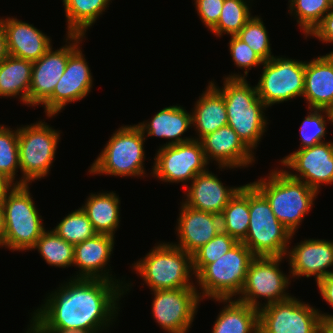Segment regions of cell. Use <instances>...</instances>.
<instances>
[{
  "label": "cell",
  "mask_w": 333,
  "mask_h": 333,
  "mask_svg": "<svg viewBox=\"0 0 333 333\" xmlns=\"http://www.w3.org/2000/svg\"><path fill=\"white\" fill-rule=\"evenodd\" d=\"M33 313L30 328H64L100 333L118 315L124 289L102 279L71 278ZM117 313V315H116Z\"/></svg>",
  "instance_id": "cell-1"
},
{
  "label": "cell",
  "mask_w": 333,
  "mask_h": 333,
  "mask_svg": "<svg viewBox=\"0 0 333 333\" xmlns=\"http://www.w3.org/2000/svg\"><path fill=\"white\" fill-rule=\"evenodd\" d=\"M223 83L222 89L215 87L223 94L227 125L253 152L266 131L268 123L263 110L268 107L258 97L256 86H250L246 78H225Z\"/></svg>",
  "instance_id": "cell-2"
},
{
  "label": "cell",
  "mask_w": 333,
  "mask_h": 333,
  "mask_svg": "<svg viewBox=\"0 0 333 333\" xmlns=\"http://www.w3.org/2000/svg\"><path fill=\"white\" fill-rule=\"evenodd\" d=\"M269 201L276 218L295 235L304 216L310 212L317 192L285 170H273L268 178L252 183Z\"/></svg>",
  "instance_id": "cell-3"
},
{
  "label": "cell",
  "mask_w": 333,
  "mask_h": 333,
  "mask_svg": "<svg viewBox=\"0 0 333 333\" xmlns=\"http://www.w3.org/2000/svg\"><path fill=\"white\" fill-rule=\"evenodd\" d=\"M151 291L196 288L189 279L193 271L192 255L172 243H160L133 265ZM191 274V275H190Z\"/></svg>",
  "instance_id": "cell-4"
},
{
  "label": "cell",
  "mask_w": 333,
  "mask_h": 333,
  "mask_svg": "<svg viewBox=\"0 0 333 333\" xmlns=\"http://www.w3.org/2000/svg\"><path fill=\"white\" fill-rule=\"evenodd\" d=\"M249 226L242 241L255 256L284 257L293 234L276 218L266 197L249 183Z\"/></svg>",
  "instance_id": "cell-5"
},
{
  "label": "cell",
  "mask_w": 333,
  "mask_h": 333,
  "mask_svg": "<svg viewBox=\"0 0 333 333\" xmlns=\"http://www.w3.org/2000/svg\"><path fill=\"white\" fill-rule=\"evenodd\" d=\"M4 211L5 243L10 250H31L45 228L28 184L14 185L0 200Z\"/></svg>",
  "instance_id": "cell-6"
},
{
  "label": "cell",
  "mask_w": 333,
  "mask_h": 333,
  "mask_svg": "<svg viewBox=\"0 0 333 333\" xmlns=\"http://www.w3.org/2000/svg\"><path fill=\"white\" fill-rule=\"evenodd\" d=\"M256 256L242 242L213 263L207 264L195 277L201 287V299H233L239 295L251 261Z\"/></svg>",
  "instance_id": "cell-7"
},
{
  "label": "cell",
  "mask_w": 333,
  "mask_h": 333,
  "mask_svg": "<svg viewBox=\"0 0 333 333\" xmlns=\"http://www.w3.org/2000/svg\"><path fill=\"white\" fill-rule=\"evenodd\" d=\"M145 138L138 125L122 126L113 133L88 172L120 177L143 176Z\"/></svg>",
  "instance_id": "cell-8"
},
{
  "label": "cell",
  "mask_w": 333,
  "mask_h": 333,
  "mask_svg": "<svg viewBox=\"0 0 333 333\" xmlns=\"http://www.w3.org/2000/svg\"><path fill=\"white\" fill-rule=\"evenodd\" d=\"M59 139V131L52 129L42 121L18 128V150L22 177L15 182V185H29L32 181L47 176L55 158Z\"/></svg>",
  "instance_id": "cell-9"
},
{
  "label": "cell",
  "mask_w": 333,
  "mask_h": 333,
  "mask_svg": "<svg viewBox=\"0 0 333 333\" xmlns=\"http://www.w3.org/2000/svg\"><path fill=\"white\" fill-rule=\"evenodd\" d=\"M283 259L256 256L248 267L246 280L237 300L259 310L265 305L289 299L291 295L285 291L290 280L279 269ZM262 297L267 300L264 305L257 300Z\"/></svg>",
  "instance_id": "cell-10"
},
{
  "label": "cell",
  "mask_w": 333,
  "mask_h": 333,
  "mask_svg": "<svg viewBox=\"0 0 333 333\" xmlns=\"http://www.w3.org/2000/svg\"><path fill=\"white\" fill-rule=\"evenodd\" d=\"M305 61L274 56L263 63L256 85L258 97L269 107L303 96Z\"/></svg>",
  "instance_id": "cell-11"
},
{
  "label": "cell",
  "mask_w": 333,
  "mask_h": 333,
  "mask_svg": "<svg viewBox=\"0 0 333 333\" xmlns=\"http://www.w3.org/2000/svg\"><path fill=\"white\" fill-rule=\"evenodd\" d=\"M259 311V333H321L322 317L318 309L290 297L265 305Z\"/></svg>",
  "instance_id": "cell-12"
},
{
  "label": "cell",
  "mask_w": 333,
  "mask_h": 333,
  "mask_svg": "<svg viewBox=\"0 0 333 333\" xmlns=\"http://www.w3.org/2000/svg\"><path fill=\"white\" fill-rule=\"evenodd\" d=\"M152 174L164 182L187 184L207 171L203 146L199 140L161 146L155 155ZM185 181V182H184Z\"/></svg>",
  "instance_id": "cell-13"
},
{
  "label": "cell",
  "mask_w": 333,
  "mask_h": 333,
  "mask_svg": "<svg viewBox=\"0 0 333 333\" xmlns=\"http://www.w3.org/2000/svg\"><path fill=\"white\" fill-rule=\"evenodd\" d=\"M152 314L156 322L169 333H186L191 328L201 301L197 288L153 291Z\"/></svg>",
  "instance_id": "cell-14"
},
{
  "label": "cell",
  "mask_w": 333,
  "mask_h": 333,
  "mask_svg": "<svg viewBox=\"0 0 333 333\" xmlns=\"http://www.w3.org/2000/svg\"><path fill=\"white\" fill-rule=\"evenodd\" d=\"M85 36L67 35L66 42L57 50L50 49L37 61L33 62L29 105L43 104L53 93L55 86L63 75L69 55L79 46ZM81 39V40H80Z\"/></svg>",
  "instance_id": "cell-15"
},
{
  "label": "cell",
  "mask_w": 333,
  "mask_h": 333,
  "mask_svg": "<svg viewBox=\"0 0 333 333\" xmlns=\"http://www.w3.org/2000/svg\"><path fill=\"white\" fill-rule=\"evenodd\" d=\"M282 166L296 171L285 170L292 178L305 182L317 193L320 185L333 183V142H322L312 147L298 149L284 157ZM299 175V176H298Z\"/></svg>",
  "instance_id": "cell-16"
},
{
  "label": "cell",
  "mask_w": 333,
  "mask_h": 333,
  "mask_svg": "<svg viewBox=\"0 0 333 333\" xmlns=\"http://www.w3.org/2000/svg\"><path fill=\"white\" fill-rule=\"evenodd\" d=\"M92 75L80 46L68 57L66 69L52 95L42 104L45 114L53 117L71 102L79 101L91 92Z\"/></svg>",
  "instance_id": "cell-17"
},
{
  "label": "cell",
  "mask_w": 333,
  "mask_h": 333,
  "mask_svg": "<svg viewBox=\"0 0 333 333\" xmlns=\"http://www.w3.org/2000/svg\"><path fill=\"white\" fill-rule=\"evenodd\" d=\"M114 237L106 234H96L79 244L74 245V261L72 266L79 268V274L74 278L102 279L118 283L124 292L129 290L130 285L122 286L123 281L112 278L105 266L110 261L113 252ZM104 269V271H103ZM101 271V272H100ZM115 280V281H114ZM127 285V287H126ZM126 288V289H125Z\"/></svg>",
  "instance_id": "cell-18"
},
{
  "label": "cell",
  "mask_w": 333,
  "mask_h": 333,
  "mask_svg": "<svg viewBox=\"0 0 333 333\" xmlns=\"http://www.w3.org/2000/svg\"><path fill=\"white\" fill-rule=\"evenodd\" d=\"M181 205L176 227L180 241L172 244L193 255L222 230L221 218L213 213L193 209L184 203Z\"/></svg>",
  "instance_id": "cell-19"
},
{
  "label": "cell",
  "mask_w": 333,
  "mask_h": 333,
  "mask_svg": "<svg viewBox=\"0 0 333 333\" xmlns=\"http://www.w3.org/2000/svg\"><path fill=\"white\" fill-rule=\"evenodd\" d=\"M207 162L217 161L219 168H243L254 162L252 152L231 126H224L201 140Z\"/></svg>",
  "instance_id": "cell-20"
},
{
  "label": "cell",
  "mask_w": 333,
  "mask_h": 333,
  "mask_svg": "<svg viewBox=\"0 0 333 333\" xmlns=\"http://www.w3.org/2000/svg\"><path fill=\"white\" fill-rule=\"evenodd\" d=\"M288 255V256H287ZM292 277L314 276L316 283L333 273V241L308 239L287 250Z\"/></svg>",
  "instance_id": "cell-21"
},
{
  "label": "cell",
  "mask_w": 333,
  "mask_h": 333,
  "mask_svg": "<svg viewBox=\"0 0 333 333\" xmlns=\"http://www.w3.org/2000/svg\"><path fill=\"white\" fill-rule=\"evenodd\" d=\"M191 182L186 191L187 199L183 203L193 209L219 216L230 199L241 188V186L227 188L214 173L212 174L208 170L197 174Z\"/></svg>",
  "instance_id": "cell-22"
},
{
  "label": "cell",
  "mask_w": 333,
  "mask_h": 333,
  "mask_svg": "<svg viewBox=\"0 0 333 333\" xmlns=\"http://www.w3.org/2000/svg\"><path fill=\"white\" fill-rule=\"evenodd\" d=\"M303 98L308 109L333 111V51L305 62Z\"/></svg>",
  "instance_id": "cell-23"
},
{
  "label": "cell",
  "mask_w": 333,
  "mask_h": 333,
  "mask_svg": "<svg viewBox=\"0 0 333 333\" xmlns=\"http://www.w3.org/2000/svg\"><path fill=\"white\" fill-rule=\"evenodd\" d=\"M0 21L6 33L9 55L35 62L50 49V38L32 24L10 17Z\"/></svg>",
  "instance_id": "cell-24"
},
{
  "label": "cell",
  "mask_w": 333,
  "mask_h": 333,
  "mask_svg": "<svg viewBox=\"0 0 333 333\" xmlns=\"http://www.w3.org/2000/svg\"><path fill=\"white\" fill-rule=\"evenodd\" d=\"M144 136H156L159 138L171 139L167 145H177L193 140L194 138L184 137V132L192 125V114H190L182 106L165 107L151 119V121L137 124ZM147 133V135H145Z\"/></svg>",
  "instance_id": "cell-25"
},
{
  "label": "cell",
  "mask_w": 333,
  "mask_h": 333,
  "mask_svg": "<svg viewBox=\"0 0 333 333\" xmlns=\"http://www.w3.org/2000/svg\"><path fill=\"white\" fill-rule=\"evenodd\" d=\"M199 97L192 111V126L196 127L198 138L201 140L204 136L213 133L217 129L228 124L227 109L223 94L215 87L213 81Z\"/></svg>",
  "instance_id": "cell-26"
},
{
  "label": "cell",
  "mask_w": 333,
  "mask_h": 333,
  "mask_svg": "<svg viewBox=\"0 0 333 333\" xmlns=\"http://www.w3.org/2000/svg\"><path fill=\"white\" fill-rule=\"evenodd\" d=\"M226 305L220 311L212 333H259L258 309L232 299H216Z\"/></svg>",
  "instance_id": "cell-27"
},
{
  "label": "cell",
  "mask_w": 333,
  "mask_h": 333,
  "mask_svg": "<svg viewBox=\"0 0 333 333\" xmlns=\"http://www.w3.org/2000/svg\"><path fill=\"white\" fill-rule=\"evenodd\" d=\"M120 200L114 192L92 194L81 208L95 232L114 237L120 223Z\"/></svg>",
  "instance_id": "cell-28"
},
{
  "label": "cell",
  "mask_w": 333,
  "mask_h": 333,
  "mask_svg": "<svg viewBox=\"0 0 333 333\" xmlns=\"http://www.w3.org/2000/svg\"><path fill=\"white\" fill-rule=\"evenodd\" d=\"M33 62L7 56L0 62V96L16 97L29 105V90L31 85Z\"/></svg>",
  "instance_id": "cell-29"
},
{
  "label": "cell",
  "mask_w": 333,
  "mask_h": 333,
  "mask_svg": "<svg viewBox=\"0 0 333 333\" xmlns=\"http://www.w3.org/2000/svg\"><path fill=\"white\" fill-rule=\"evenodd\" d=\"M249 183L241 186L223 209L221 218L222 231L242 242L249 226Z\"/></svg>",
  "instance_id": "cell-30"
},
{
  "label": "cell",
  "mask_w": 333,
  "mask_h": 333,
  "mask_svg": "<svg viewBox=\"0 0 333 333\" xmlns=\"http://www.w3.org/2000/svg\"><path fill=\"white\" fill-rule=\"evenodd\" d=\"M111 0H63L67 19L66 35L85 36L88 27L106 10Z\"/></svg>",
  "instance_id": "cell-31"
},
{
  "label": "cell",
  "mask_w": 333,
  "mask_h": 333,
  "mask_svg": "<svg viewBox=\"0 0 333 333\" xmlns=\"http://www.w3.org/2000/svg\"><path fill=\"white\" fill-rule=\"evenodd\" d=\"M47 231L42 233L31 249H37L51 266L70 267L74 261V245L66 242L53 230Z\"/></svg>",
  "instance_id": "cell-32"
},
{
  "label": "cell",
  "mask_w": 333,
  "mask_h": 333,
  "mask_svg": "<svg viewBox=\"0 0 333 333\" xmlns=\"http://www.w3.org/2000/svg\"><path fill=\"white\" fill-rule=\"evenodd\" d=\"M248 5L246 0H224L217 25L211 32L217 37L223 33L236 35L252 17Z\"/></svg>",
  "instance_id": "cell-33"
},
{
  "label": "cell",
  "mask_w": 333,
  "mask_h": 333,
  "mask_svg": "<svg viewBox=\"0 0 333 333\" xmlns=\"http://www.w3.org/2000/svg\"><path fill=\"white\" fill-rule=\"evenodd\" d=\"M52 230L72 245L79 244L97 234L81 207L64 217Z\"/></svg>",
  "instance_id": "cell-34"
},
{
  "label": "cell",
  "mask_w": 333,
  "mask_h": 333,
  "mask_svg": "<svg viewBox=\"0 0 333 333\" xmlns=\"http://www.w3.org/2000/svg\"><path fill=\"white\" fill-rule=\"evenodd\" d=\"M289 2L290 13H294L297 17V23L304 31L305 38L331 9L329 0H289Z\"/></svg>",
  "instance_id": "cell-35"
},
{
  "label": "cell",
  "mask_w": 333,
  "mask_h": 333,
  "mask_svg": "<svg viewBox=\"0 0 333 333\" xmlns=\"http://www.w3.org/2000/svg\"><path fill=\"white\" fill-rule=\"evenodd\" d=\"M308 116L303 119L300 127L301 145L299 149L312 147L316 144L325 142L326 121L333 125V111L328 109H309ZM323 113L326 115H323ZM327 117V120H325Z\"/></svg>",
  "instance_id": "cell-36"
},
{
  "label": "cell",
  "mask_w": 333,
  "mask_h": 333,
  "mask_svg": "<svg viewBox=\"0 0 333 333\" xmlns=\"http://www.w3.org/2000/svg\"><path fill=\"white\" fill-rule=\"evenodd\" d=\"M20 169L17 130L0 125V172L15 185V175Z\"/></svg>",
  "instance_id": "cell-37"
},
{
  "label": "cell",
  "mask_w": 333,
  "mask_h": 333,
  "mask_svg": "<svg viewBox=\"0 0 333 333\" xmlns=\"http://www.w3.org/2000/svg\"><path fill=\"white\" fill-rule=\"evenodd\" d=\"M238 241L223 232L222 230L212 238L207 244L199 248L193 255V271L195 276L209 263H213L218 258L233 248Z\"/></svg>",
  "instance_id": "cell-38"
},
{
  "label": "cell",
  "mask_w": 333,
  "mask_h": 333,
  "mask_svg": "<svg viewBox=\"0 0 333 333\" xmlns=\"http://www.w3.org/2000/svg\"><path fill=\"white\" fill-rule=\"evenodd\" d=\"M259 16H252L236 36L247 43L264 61L274 57L266 27Z\"/></svg>",
  "instance_id": "cell-39"
},
{
  "label": "cell",
  "mask_w": 333,
  "mask_h": 333,
  "mask_svg": "<svg viewBox=\"0 0 333 333\" xmlns=\"http://www.w3.org/2000/svg\"><path fill=\"white\" fill-rule=\"evenodd\" d=\"M229 50L234 62V65L239 68L245 69L244 75L231 74L225 78H246L249 69L252 67L263 65L264 60L252 48L236 35H231L229 41Z\"/></svg>",
  "instance_id": "cell-40"
},
{
  "label": "cell",
  "mask_w": 333,
  "mask_h": 333,
  "mask_svg": "<svg viewBox=\"0 0 333 333\" xmlns=\"http://www.w3.org/2000/svg\"><path fill=\"white\" fill-rule=\"evenodd\" d=\"M200 20L211 31L219 20L224 0H194Z\"/></svg>",
  "instance_id": "cell-41"
},
{
  "label": "cell",
  "mask_w": 333,
  "mask_h": 333,
  "mask_svg": "<svg viewBox=\"0 0 333 333\" xmlns=\"http://www.w3.org/2000/svg\"><path fill=\"white\" fill-rule=\"evenodd\" d=\"M308 36H315L320 41L326 42V44H333V8L330 9Z\"/></svg>",
  "instance_id": "cell-42"
},
{
  "label": "cell",
  "mask_w": 333,
  "mask_h": 333,
  "mask_svg": "<svg viewBox=\"0 0 333 333\" xmlns=\"http://www.w3.org/2000/svg\"><path fill=\"white\" fill-rule=\"evenodd\" d=\"M319 292L322 295L323 300L328 302L330 307L333 308V273L322 278L317 283Z\"/></svg>",
  "instance_id": "cell-43"
},
{
  "label": "cell",
  "mask_w": 333,
  "mask_h": 333,
  "mask_svg": "<svg viewBox=\"0 0 333 333\" xmlns=\"http://www.w3.org/2000/svg\"><path fill=\"white\" fill-rule=\"evenodd\" d=\"M26 333H85L84 331L64 328H28Z\"/></svg>",
  "instance_id": "cell-44"
},
{
  "label": "cell",
  "mask_w": 333,
  "mask_h": 333,
  "mask_svg": "<svg viewBox=\"0 0 333 333\" xmlns=\"http://www.w3.org/2000/svg\"><path fill=\"white\" fill-rule=\"evenodd\" d=\"M9 56L6 33L4 27L0 21V62Z\"/></svg>",
  "instance_id": "cell-45"
},
{
  "label": "cell",
  "mask_w": 333,
  "mask_h": 333,
  "mask_svg": "<svg viewBox=\"0 0 333 333\" xmlns=\"http://www.w3.org/2000/svg\"><path fill=\"white\" fill-rule=\"evenodd\" d=\"M322 317V332L321 333H333V315L321 313Z\"/></svg>",
  "instance_id": "cell-46"
},
{
  "label": "cell",
  "mask_w": 333,
  "mask_h": 333,
  "mask_svg": "<svg viewBox=\"0 0 333 333\" xmlns=\"http://www.w3.org/2000/svg\"><path fill=\"white\" fill-rule=\"evenodd\" d=\"M14 186V184L0 172V200Z\"/></svg>",
  "instance_id": "cell-47"
},
{
  "label": "cell",
  "mask_w": 333,
  "mask_h": 333,
  "mask_svg": "<svg viewBox=\"0 0 333 333\" xmlns=\"http://www.w3.org/2000/svg\"><path fill=\"white\" fill-rule=\"evenodd\" d=\"M5 243V220H4V211L0 204V246L4 247Z\"/></svg>",
  "instance_id": "cell-48"
},
{
  "label": "cell",
  "mask_w": 333,
  "mask_h": 333,
  "mask_svg": "<svg viewBox=\"0 0 333 333\" xmlns=\"http://www.w3.org/2000/svg\"><path fill=\"white\" fill-rule=\"evenodd\" d=\"M329 3L331 5V8H333V0H329Z\"/></svg>",
  "instance_id": "cell-49"
}]
</instances>
